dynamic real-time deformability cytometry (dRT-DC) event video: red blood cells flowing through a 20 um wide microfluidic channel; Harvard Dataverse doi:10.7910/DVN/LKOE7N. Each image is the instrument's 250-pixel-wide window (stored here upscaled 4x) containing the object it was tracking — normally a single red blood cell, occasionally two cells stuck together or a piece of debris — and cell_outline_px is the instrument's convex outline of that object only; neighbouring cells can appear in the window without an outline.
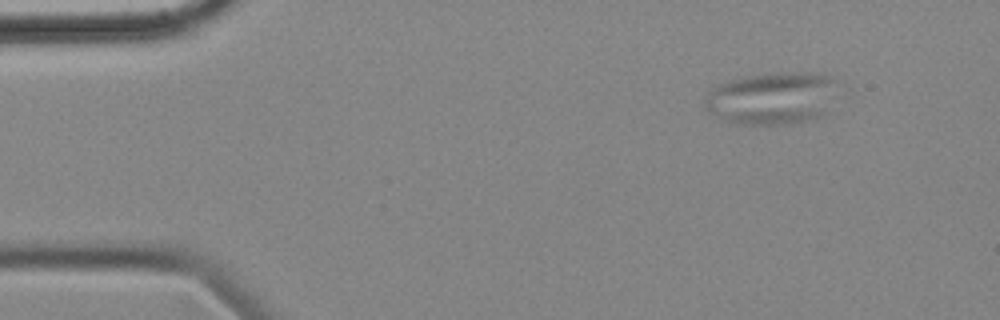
{"species": "common noctule bat (a hibernating species)", "species_latin": "Nyctalus noctula", "temperature_condition": "cold", "stored_images_in_passage": 51, "camera_frame_rate_fps": 3000, "um_per_image_px": 0.085, "animal": {"sex": "female", "body_mass_g": 18.4}, "frame": {"image": 1, "passage_image": 1, "time_ms": 0.0, "image_size_px": [1000, 320], "cell_outline_px": [[832, 80], [820, 116], [788, 124], [736, 124], [708, 112], [704, 108], [704, 100], [708, 92], [712, 88], [720, 84], [732, 80], [752, 76], [780, 72], [816, 72], [832, 76]], "centroid_in_image_um": [65.45, 8.35], "position_along_channel_um": 19.5, "area_um2": 38.9}}
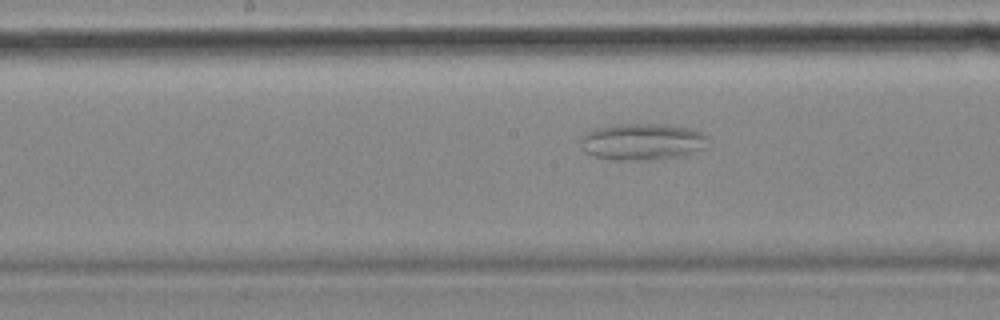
{"frame": {"image": 2, "passage_image": 23, "time_ms": 7.333, "image_size_px": [1000, 320], "cell_outline_px": [[708, 136], [704, 148], [676, 156], [656, 160], [620, 160], [596, 156], [584, 152], [580, 144], [580, 140], [588, 132], [596, 128], [620, 124], [668, 124], [692, 128]], "centroid_in_image_um": [54.59, 12.03], "position_along_channel_um": 193.6, "area_um2": 26.99}}
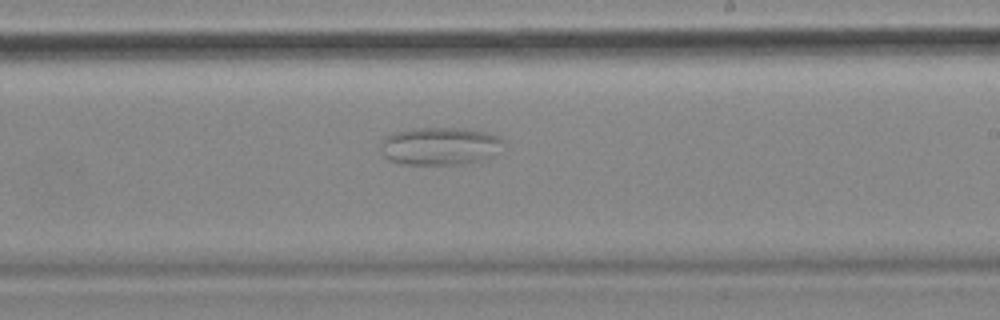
{"frame": {"image": 3, "passage_image": 28, "time_ms": 9.0, "image_size_px": [1000, 320], "cell_outline_px": [[504, 140], [492, 156], [480, 160], [460, 164], [400, 164], [388, 160], [384, 156], [380, 148], [384, 136], [396, 132], [416, 128], [464, 128], [484, 132], [500, 136]], "centroid_in_image_um": [37.34, 12.41], "position_along_channel_um": 251.7, "area_um2": 26.88}}